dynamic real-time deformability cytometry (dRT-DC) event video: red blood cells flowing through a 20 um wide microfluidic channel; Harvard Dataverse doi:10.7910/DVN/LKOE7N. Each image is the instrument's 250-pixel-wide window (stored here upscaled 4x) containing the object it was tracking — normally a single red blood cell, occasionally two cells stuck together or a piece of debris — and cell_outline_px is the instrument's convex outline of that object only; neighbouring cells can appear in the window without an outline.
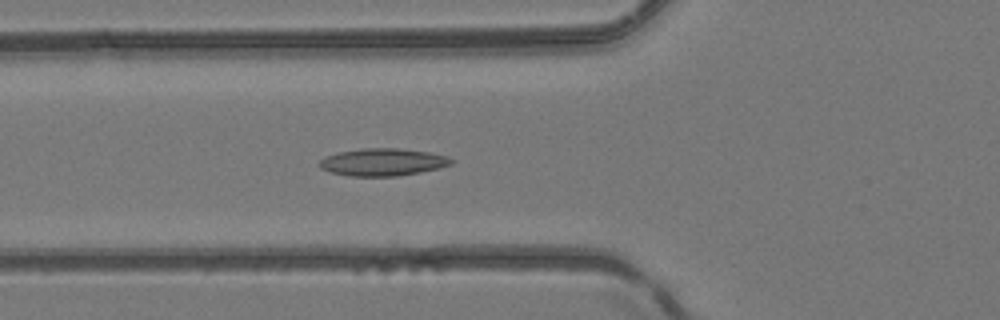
{"species": "common noctule bat (a hibernating species)", "species_latin": "Nyctalus noctula", "temperature_condition": "room temperature", "stored_images_in_passage": 51, "camera_frame_rate_fps": 3000, "um_per_image_px": 0.085, "animal": {"sex": "female", "body_mass_g": 24.6, "forearm_length_mm": 56.2}, "frame": {"image": 1, "passage_image": 19, "time_ms": 6.0, "image_size_px": [1000, 320], "cell_outline_px": [[456, 160], [452, 164], [440, 168], [420, 172], [396, 176], [348, 176], [332, 172], [320, 168], [316, 164], [324, 156], [340, 152], [360, 148], [400, 148], [432, 152], [448, 156]], "centroid_in_image_um": [32.56, 13.77], "position_along_channel_um": 93.2, "area_um2": 21.39}}
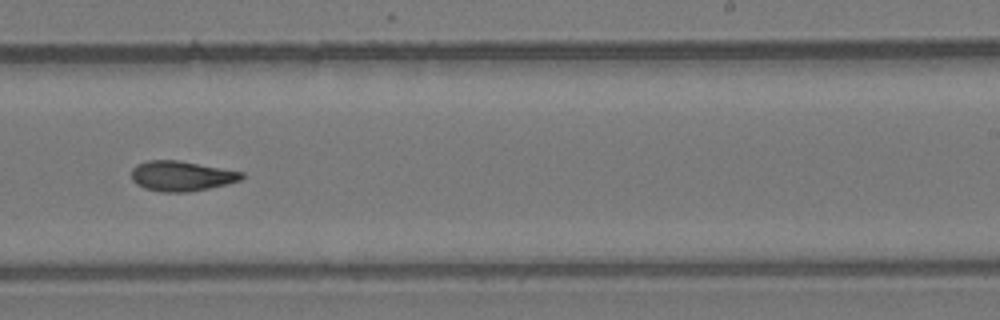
{"frame": {"image": 2, "passage_image": 32, "time_ms": 10.333, "image_size_px": [1000, 320], "cell_outline_px": [[244, 176], [240, 180], [228, 184], [188, 192], [160, 192], [144, 188], [136, 184], [132, 180], [132, 168], [136, 164], [148, 160], [180, 160], [244, 172]], "centroid_in_image_um": [15.41, 14.95], "position_along_channel_um": 273.6, "area_um2": 19.48}}
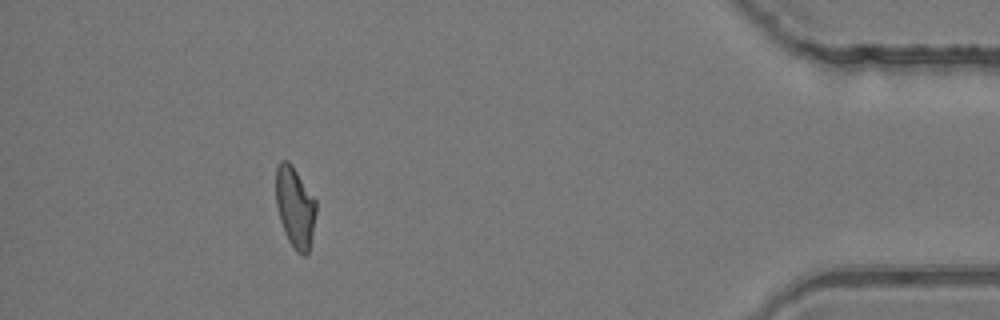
{"frame": {"image": 3, "passage_image": 46, "time_ms": 15.0, "image_size_px": [1000, 320], "cell_outline_px": [[316, 212], [308, 252], [304, 256], [296, 252], [288, 240], [284, 232], [280, 220], [276, 204], [276, 164], [280, 160], [288, 160], [292, 164], [316, 200]], "centroid_in_image_um": [25.06, 17.57], "position_along_channel_um": 410.1, "area_um2": 18.96}, "authors_computed_cell_mechanics": {"area_um2": 19.363, "velocity_mm_per_s": 4.1569, "shape_relaxation_time_tau1_ms": null, "shape_relaxation_time_tau2_ms": 4.241, "deformation_change_tau1": null, "deformation_change_tau2": 0.1055}}